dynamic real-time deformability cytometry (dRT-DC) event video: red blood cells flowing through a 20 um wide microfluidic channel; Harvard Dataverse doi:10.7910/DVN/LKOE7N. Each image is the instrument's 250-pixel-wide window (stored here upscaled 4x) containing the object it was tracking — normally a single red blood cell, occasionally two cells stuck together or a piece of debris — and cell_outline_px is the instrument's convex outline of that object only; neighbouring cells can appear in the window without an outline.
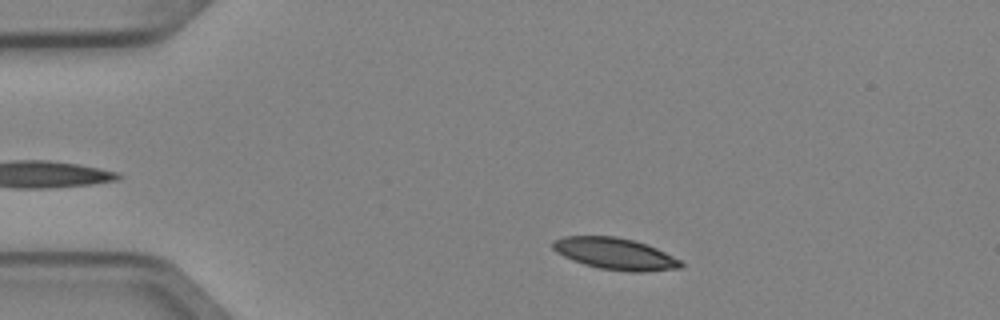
{"species": "Egyptian fruit bat (a non-hibernating species)", "species_latin": "Rousettus aegyptiacus", "temperature_condition": "cold", "stored_images_in_passage": 5, "camera_frame_rate_fps": 3000, "um_per_image_px": 0.085, "animal": {"sex": "female"}, "frame": {"image": 1, "passage_image": 2, "time_ms": 0.333, "image_size_px": [1000, 320], "cell_outline_px": [[684, 264], [680, 268], [644, 272], [632, 272], [600, 268], [584, 264], [564, 256], [556, 252], [552, 248], [552, 240], [564, 236], [616, 236], [648, 244], [680, 260]], "centroid_in_image_um": [52.27, 21.56], "position_along_channel_um": 32.7, "area_um2": 23.52}}
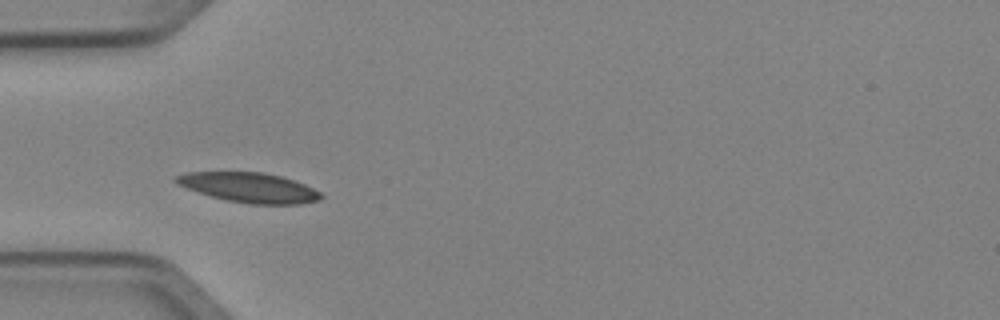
{"frame": {"image": 2, "passage_image": 3, "time_ms": 0.667, "image_size_px": [1000, 320], "cell_outline_px": [[324, 196], [320, 200], [300, 204], [248, 204], [228, 200], [212, 196], [176, 184], [172, 180], [172, 176], [188, 172], [264, 172], [280, 176], [304, 184], [320, 192]], "centroid_in_image_um": [21.16, 15.93], "position_along_channel_um": 63.8, "area_um2": 25.09}}
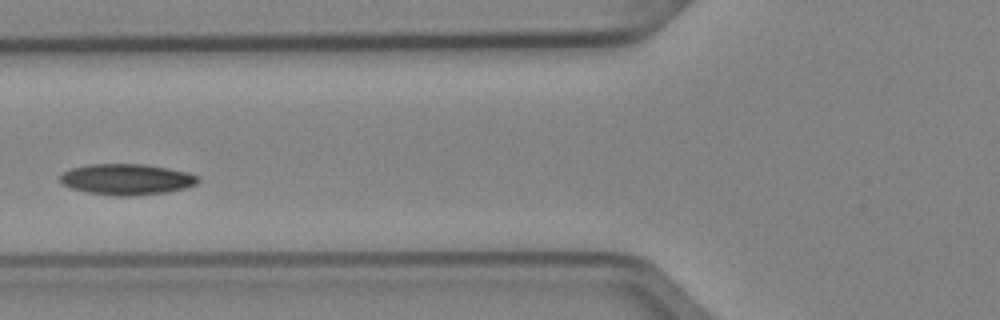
{"frame": {"image": 3, "passage_image": 4, "time_ms": 1.0, "image_size_px": [1000, 320], "cell_outline_px": [[200, 180], [196, 184], [184, 188], [164, 192], [132, 196], [116, 196], [88, 192], [72, 188], [64, 184], [60, 180], [60, 176], [64, 172], [72, 168], [88, 164], [144, 164], [168, 168], [188, 172], [200, 176]], "centroid_in_image_um": [10.8, 15.23], "position_along_channel_um": 115.0, "area_um2": 24.74}}